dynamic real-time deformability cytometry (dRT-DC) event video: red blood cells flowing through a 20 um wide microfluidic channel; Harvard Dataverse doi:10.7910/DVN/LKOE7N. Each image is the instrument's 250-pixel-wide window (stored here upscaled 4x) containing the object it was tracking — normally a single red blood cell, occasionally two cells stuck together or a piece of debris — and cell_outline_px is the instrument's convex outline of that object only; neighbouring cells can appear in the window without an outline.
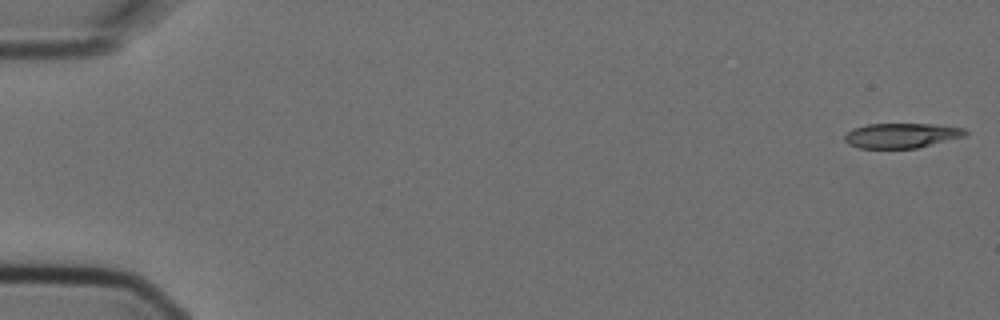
{"species": "Egyptian fruit bat (a non-hibernating species)", "species_latin": "Rousettus aegyptiacus", "temperature_condition": "cold", "stored_images_in_passage": 4, "camera_frame_rate_fps": 3000, "um_per_image_px": 0.085, "animal": {"sex": "female"}, "frame": {"image": 1, "passage_image": 1, "time_ms": 0.0, "image_size_px": [1000, 320], "cell_outline_px": [[968, 132], [964, 136], [916, 148], [860, 148], [848, 144], [844, 140], [844, 136], [852, 128], [868, 124], [932, 124], [964, 128]], "centroid_in_image_um": [76.59, 11.51], "position_along_channel_um": 8.4, "area_um2": 17.34}}